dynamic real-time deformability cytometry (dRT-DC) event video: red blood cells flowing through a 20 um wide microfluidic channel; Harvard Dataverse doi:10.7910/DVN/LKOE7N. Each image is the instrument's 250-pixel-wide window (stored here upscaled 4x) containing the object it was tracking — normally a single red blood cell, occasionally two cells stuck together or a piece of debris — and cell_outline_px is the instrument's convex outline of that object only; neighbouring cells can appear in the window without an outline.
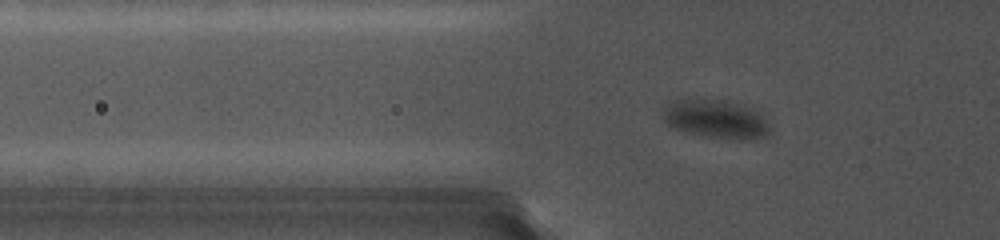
{"species": "common noctule bat (a hibernating species)", "species_latin": "Nyctalus noctula", "temperature_condition": "cold", "stored_images_in_passage": 47, "camera_frame_rate_fps": 5000, "um_per_image_px": 0.085, "animal": {"sex": "female", "body_mass_g": 19.0, "forearm_length_mm": 56.7}, "frame": {"image": 1, "passage_image": 13, "time_ms": 4.0, "image_size_px": [1000, 240], "cell_outline_px": [[772, 132], [768, 136], [740, 140], [732, 140], [704, 136], [688, 132], [676, 128], [668, 124], [664, 120], [664, 108], [684, 100], [708, 100], [728, 104], [752, 112], [768, 120], [772, 128]], "centroid_in_image_um": [60.9, 10.22], "position_along_channel_um": 64.9, "area_um2": 22.54}}
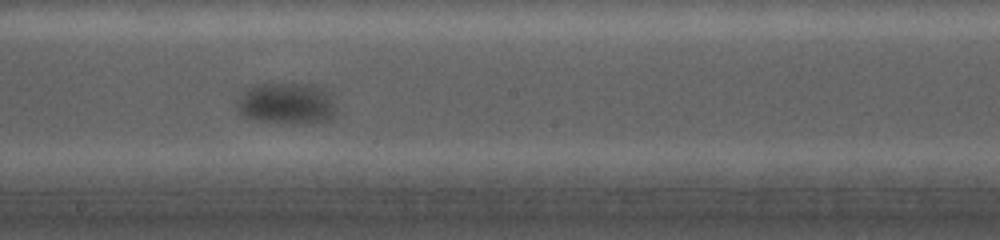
{"frame": {"image": 2, "passage_image": 29, "time_ms": 9.2, "image_size_px": [1000, 240], "cell_outline_px": [[340, 112], [332, 120], [312, 124], [284, 124], [252, 120], [236, 112], [240, 100], [256, 84], [288, 84], [316, 88]], "centroid_in_image_um": [24.35, 8.91], "position_along_channel_um": 223.8, "area_um2": 23.18}}
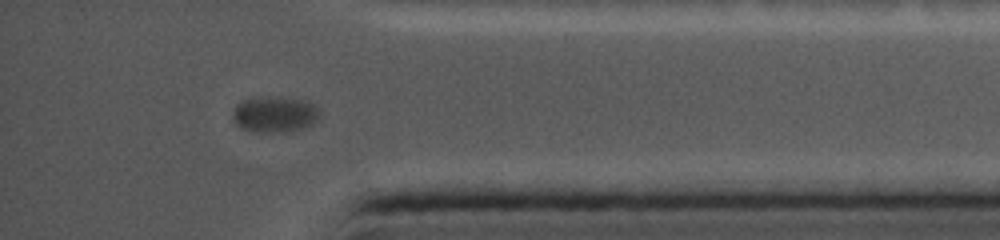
{"frame": {"image": 3, "passage_image": 46, "time_ms": 15.0, "image_size_px": [1000, 240], "cell_outline_px": [[320, 116], [312, 124], [300, 128], [284, 132], [252, 132], [240, 128], [236, 124], [232, 112], [236, 104], [240, 100], [300, 100], [312, 104], [320, 112]], "centroid_in_image_um": [23.31, 9.79], "position_along_channel_um": 411.9, "area_um2": 17.22}}